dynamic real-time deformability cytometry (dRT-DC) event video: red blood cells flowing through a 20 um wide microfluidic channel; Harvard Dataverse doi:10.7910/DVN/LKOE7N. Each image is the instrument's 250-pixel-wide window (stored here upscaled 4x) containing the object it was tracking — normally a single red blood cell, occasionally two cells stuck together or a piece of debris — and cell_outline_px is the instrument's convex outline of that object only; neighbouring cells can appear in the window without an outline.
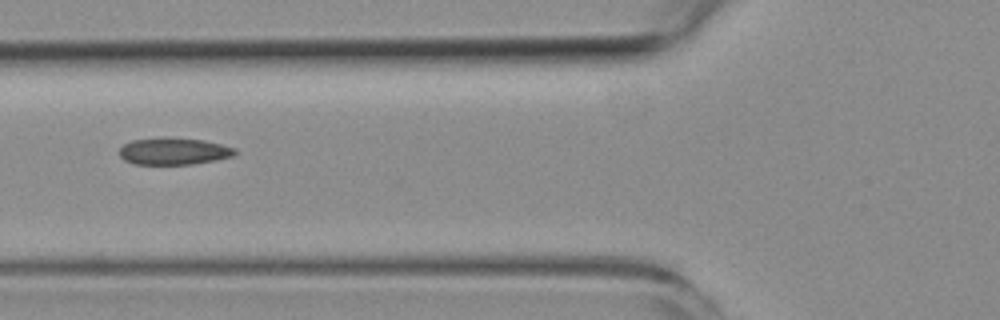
{"species": "common noctule bat (a hibernating species)", "species_latin": "Nyctalus noctula", "temperature_condition": "room temperature", "stored_images_in_passage": 4, "camera_frame_rate_fps": 3000, "um_per_image_px": 0.085, "animal": {"sex": "female", "body_mass_g": 19.3, "forearm_length_mm": 54.1}, "frame": {"image": 1, "passage_image": 4, "time_ms": 3.667, "image_size_px": [1000, 320], "cell_outline_px": [[236, 156], [216, 160], [192, 164], [136, 164], [124, 160], [120, 156], [120, 148], [124, 144], [132, 140], [164, 136], [204, 140], [236, 148]], "centroid_in_image_um": [14.79, 12.84], "position_along_channel_um": 111.0, "area_um2": 18.38}}